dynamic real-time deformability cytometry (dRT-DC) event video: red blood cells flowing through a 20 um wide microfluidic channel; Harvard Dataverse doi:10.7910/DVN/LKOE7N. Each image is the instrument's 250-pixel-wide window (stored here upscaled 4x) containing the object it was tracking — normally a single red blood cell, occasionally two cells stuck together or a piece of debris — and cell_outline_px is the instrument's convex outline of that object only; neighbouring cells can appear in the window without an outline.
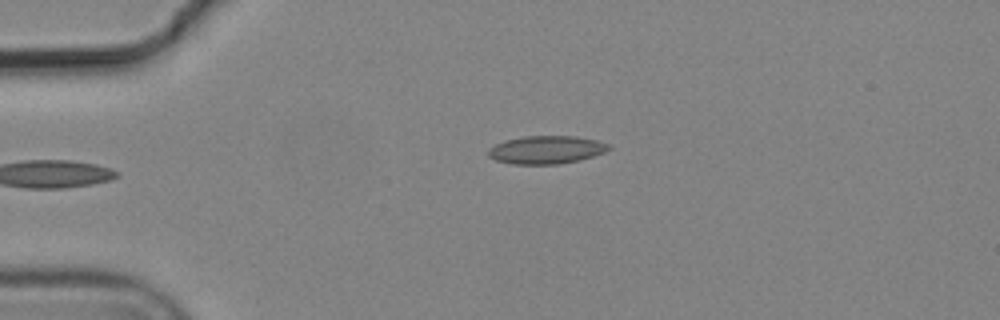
{"species": "common noctule bat (a hibernating species)", "species_latin": "Nyctalus noctula", "temperature_condition": "cold", "stored_images_in_passage": 2, "camera_frame_rate_fps": 3000, "um_per_image_px": 0.085, "animal": {"sex": "male", "body_mass_g": 19.2, "forearm_length_mm": 51.8}, "frame": {"image": 1, "passage_image": 2, "time_ms": 0.333, "image_size_px": [1000, 320], "cell_outline_px": [[612, 148], [604, 152], [580, 160], [560, 164], [512, 164], [496, 160], [488, 156], [488, 148], [504, 140], [524, 136], [576, 136], [596, 140], [608, 144]], "centroid_in_image_um": [46.42, 12.73], "position_along_channel_um": 38.6, "area_um2": 19.71}}